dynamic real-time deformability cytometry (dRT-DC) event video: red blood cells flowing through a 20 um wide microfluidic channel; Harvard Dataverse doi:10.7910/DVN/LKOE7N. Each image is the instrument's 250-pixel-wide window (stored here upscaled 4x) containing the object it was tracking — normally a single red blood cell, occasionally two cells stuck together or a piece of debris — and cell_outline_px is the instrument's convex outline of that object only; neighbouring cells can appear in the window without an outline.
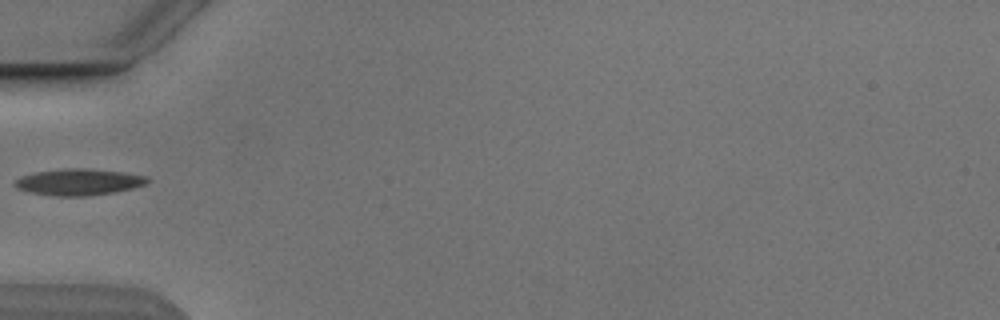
{"species": "Egyptian fruit bat (a non-hibernating species)", "species_latin": "Rousettus aegyptiacus", "temperature_condition": "cold", "stored_images_in_passage": 5, "camera_frame_rate_fps": 3000, "um_per_image_px": 0.085, "animal": {"sex": "male"}, "frame": {"image": 1, "passage_image": 5, "time_ms": 5.333, "image_size_px": [1000, 320], "cell_outline_px": [[148, 180], [144, 184], [132, 188], [112, 192], [84, 196], [52, 196], [32, 192], [16, 188], [12, 184], [20, 176], [36, 172], [64, 168], [84, 168], [124, 172], [148, 176]], "centroid_in_image_um": [6.65, 15.46], "position_along_channel_um": 78.3, "area_um2": 20.29}}